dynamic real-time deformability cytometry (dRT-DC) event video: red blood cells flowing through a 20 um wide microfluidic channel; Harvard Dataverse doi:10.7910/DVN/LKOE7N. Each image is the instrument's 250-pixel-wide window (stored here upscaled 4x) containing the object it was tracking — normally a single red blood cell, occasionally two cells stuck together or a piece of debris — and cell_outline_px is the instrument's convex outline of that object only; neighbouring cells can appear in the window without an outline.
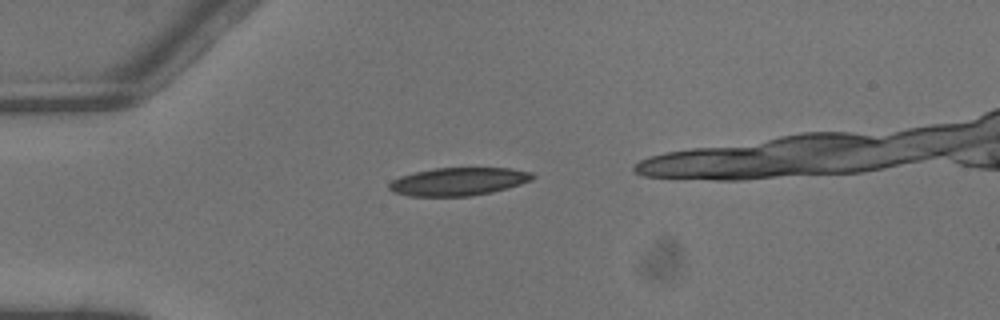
{"species": "common noctule bat (a hibernating species)", "species_latin": "Nyctalus noctula", "temperature_condition": "warm", "stored_images_in_passage": 3, "camera_frame_rate_fps": 3000, "um_per_image_px": 0.085, "animal": {"sex": "male", "body_mass_g": 13.3}, "frame": {"image": 1, "passage_image": 3, "time_ms": 0.667, "image_size_px": [1000, 320], "cell_outline_px": [[536, 176], [532, 180], [520, 184], [492, 192], [468, 196], [408, 196], [396, 192], [388, 188], [388, 184], [392, 180], [400, 176], [416, 172], [436, 168], [508, 168], [532, 172]], "centroid_in_image_um": [38.98, 15.43], "position_along_channel_um": 46.0, "area_um2": 23.24}}